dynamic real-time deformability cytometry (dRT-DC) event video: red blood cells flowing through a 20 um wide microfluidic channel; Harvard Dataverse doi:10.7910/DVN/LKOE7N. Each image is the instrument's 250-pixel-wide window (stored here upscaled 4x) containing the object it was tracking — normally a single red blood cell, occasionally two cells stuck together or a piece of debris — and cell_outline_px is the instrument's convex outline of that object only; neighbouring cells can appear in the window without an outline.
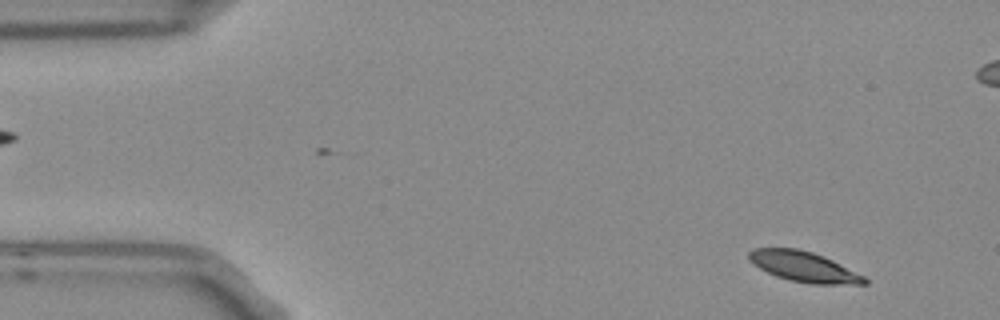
{"species": "Egyptian fruit bat (a non-hibernating species)", "species_latin": "Rousettus aegyptiacus", "temperature_condition": "room temperature", "stored_images_in_passage": 2, "camera_frame_rate_fps": 3000, "um_per_image_px": 0.085, "frame": {"image": 1, "passage_image": 1, "time_ms": 0.0, "image_size_px": [1000, 320], "cell_outline_px": [[868, 284], [812, 284], [788, 280], [776, 276], [752, 264], [748, 260], [748, 252], [752, 248], [796, 248], [812, 252], [824, 256], [864, 276], [868, 280]], "centroid_in_image_um": [68.29, 22.67], "position_along_channel_um": 16.7, "area_um2": 20.4}}